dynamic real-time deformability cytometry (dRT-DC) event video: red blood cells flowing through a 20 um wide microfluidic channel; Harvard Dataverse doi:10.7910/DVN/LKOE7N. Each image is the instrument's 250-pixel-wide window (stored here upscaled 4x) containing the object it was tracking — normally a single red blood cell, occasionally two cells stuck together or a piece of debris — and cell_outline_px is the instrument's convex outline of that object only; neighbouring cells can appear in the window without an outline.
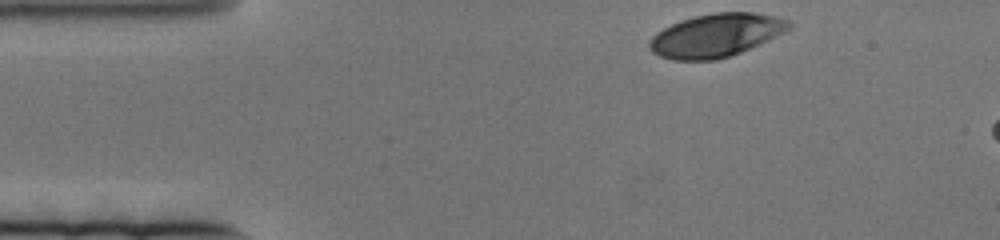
{"species": "human", "species_latin": "Homo sapiens", "temperature_condition": "cold", "stored_images_in_passage": 10, "camera_frame_rate_fps": 3000, "um_per_image_px": 0.085, "donor": {"sex": "female"}, "frame": {"image": 1, "passage_image": 1, "time_ms": 0.0, "image_size_px": [1000, 240], "cell_outline_px": [[792, 28], [760, 44], [740, 52], [716, 60], [672, 60], [660, 56], [652, 52], [648, 48], [648, 40], [656, 32], [680, 20], [696, 16], [716, 12], [752, 12], [772, 16], [788, 20], [792, 24]], "centroid_in_image_um": [60.83, 3.01], "position_along_channel_um": 24.2, "area_um2": 35.08}}